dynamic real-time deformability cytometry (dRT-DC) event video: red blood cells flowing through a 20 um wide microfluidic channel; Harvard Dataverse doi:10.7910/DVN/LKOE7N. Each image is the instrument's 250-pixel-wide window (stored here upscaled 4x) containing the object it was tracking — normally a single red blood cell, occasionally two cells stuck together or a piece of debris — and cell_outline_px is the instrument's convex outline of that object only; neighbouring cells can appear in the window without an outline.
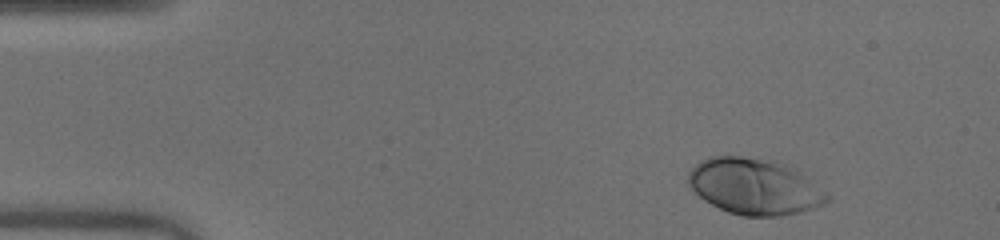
{"species": "human", "species_latin": "Homo sapiens", "temperature_condition": "warm", "stored_images_in_passage": 47, "camera_frame_rate_fps": 3000, "um_per_image_px": 0.085, "donor": {"sex": "male"}, "frame": {"image": 1, "passage_image": 1, "time_ms": 0.0, "image_size_px": [1000, 240], "cell_outline_px": [[832, 200], [824, 204], [800, 212], [780, 216], [740, 216], [728, 212], [704, 200], [688, 184], [688, 172], [700, 160], [708, 156], [740, 156], [784, 164], [828, 196]], "centroid_in_image_um": [64.03, 15.88], "position_along_channel_um": 21.0, "area_um2": 44.16}}
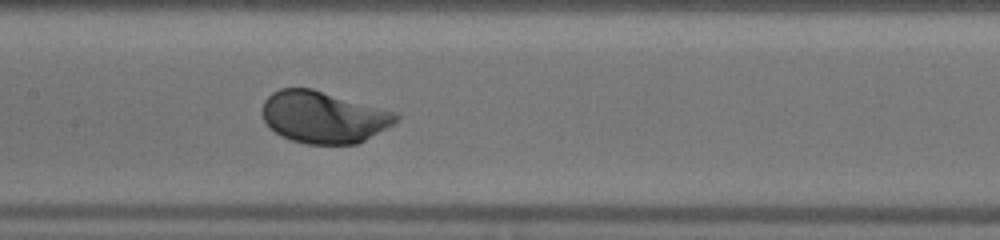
{"frame": {"image": 2, "passage_image": 20, "time_ms": 6.333, "image_size_px": [1000, 240], "cell_outline_px": [[400, 116], [392, 124], [364, 140], [356, 144], [308, 144], [292, 140], [280, 136], [264, 120], [260, 112], [264, 100], [272, 92], [280, 88], [312, 88], [396, 112]], "centroid_in_image_um": [27.46, 9.94], "position_along_channel_um": 179.9, "area_um2": 40.17}}
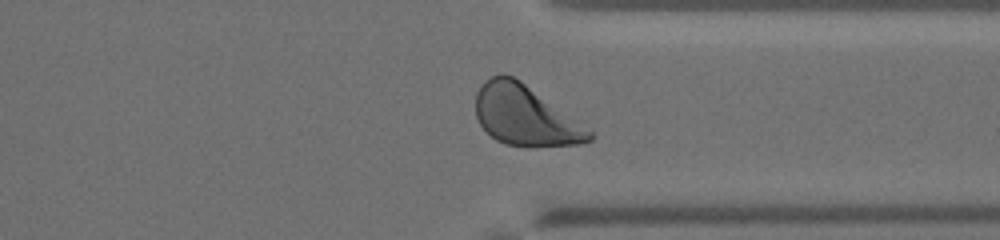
{"frame": {"image": 3, "passage_image": 34, "time_ms": 11.0, "image_size_px": [1000, 240], "cell_outline_px": [[592, 140], [584, 144], [532, 148], [504, 144], [496, 140], [480, 124], [476, 116], [476, 92], [480, 84], [484, 80], [500, 72], [504, 72], [520, 80], [592, 128]], "centroid_in_image_um": [44.69, 9.83], "position_along_channel_um": 366.7, "area_um2": 40.86}}